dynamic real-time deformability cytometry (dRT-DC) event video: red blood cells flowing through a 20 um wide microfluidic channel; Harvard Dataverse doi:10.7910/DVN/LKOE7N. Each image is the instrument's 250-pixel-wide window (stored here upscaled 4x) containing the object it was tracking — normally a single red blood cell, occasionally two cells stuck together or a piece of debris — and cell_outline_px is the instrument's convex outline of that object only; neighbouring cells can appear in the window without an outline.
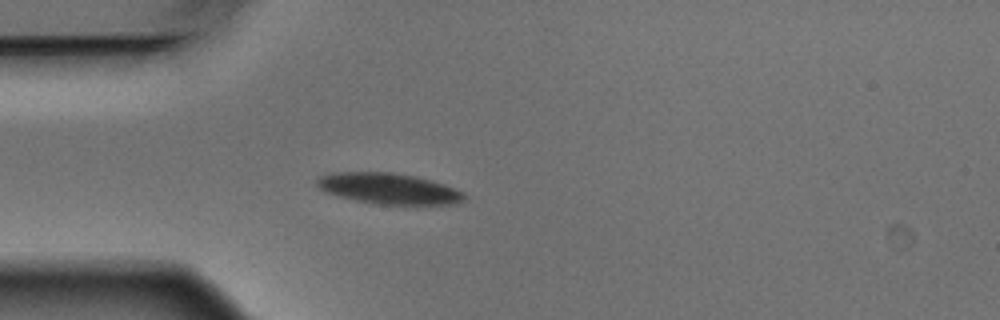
{"species": "Egyptian fruit bat (a non-hibernating species)", "species_latin": "Rousettus aegyptiacus", "temperature_condition": "warm", "stored_images_in_passage": 5, "camera_frame_rate_fps": 3000, "um_per_image_px": 0.085, "animal": {"sex": "male"}, "frame": {"image": 1, "passage_image": 5, "time_ms": 1.333, "image_size_px": [1000, 320], "cell_outline_px": [[464, 200], [456, 204], [416, 208], [376, 204], [356, 200], [324, 192], [316, 184], [316, 180], [320, 176], [332, 172], [392, 172], [416, 176], [432, 180], [444, 184], [464, 192]], "centroid_in_image_um": [33.13, 16.08], "position_along_channel_um": 51.9, "area_um2": 27.63}}